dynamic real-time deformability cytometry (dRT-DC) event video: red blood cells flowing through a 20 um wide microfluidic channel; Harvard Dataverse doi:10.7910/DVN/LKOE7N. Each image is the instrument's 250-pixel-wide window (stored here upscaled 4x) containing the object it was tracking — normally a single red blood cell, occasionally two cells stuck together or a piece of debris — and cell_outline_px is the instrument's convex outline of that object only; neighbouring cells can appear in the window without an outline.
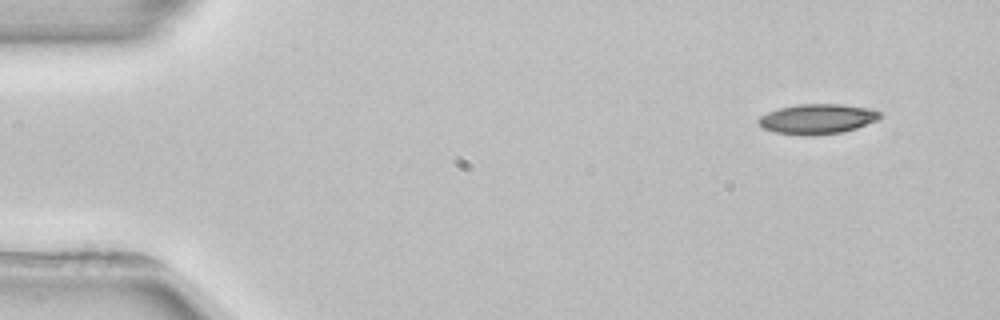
{"species": "common noctule bat (a hibernating species)", "species_latin": "Nyctalus noctula", "temperature_condition": "room temperature", "stored_images_in_passage": 4, "segment_of_instrument_passage": [2, 2], "camera_frame_rate_fps": 3000, "um_per_image_px": 0.085, "animal": {"sex": "female", "body_mass_g": 22.7, "forearm_length_mm": 54.2}, "frame": {"image": 1, "passage_image": 4, "time_ms": 5.667, "image_size_px": [1000, 320], "cell_outline_px": [[880, 116], [876, 120], [856, 128], [840, 132], [808, 136], [804, 136], [776, 132], [764, 128], [756, 120], [760, 116], [768, 112], [780, 108], [800, 104], [840, 104], [868, 108], [880, 112]], "centroid_in_image_um": [69.44, 10.11], "position_along_channel_um": 15.6, "area_um2": 20.92}}